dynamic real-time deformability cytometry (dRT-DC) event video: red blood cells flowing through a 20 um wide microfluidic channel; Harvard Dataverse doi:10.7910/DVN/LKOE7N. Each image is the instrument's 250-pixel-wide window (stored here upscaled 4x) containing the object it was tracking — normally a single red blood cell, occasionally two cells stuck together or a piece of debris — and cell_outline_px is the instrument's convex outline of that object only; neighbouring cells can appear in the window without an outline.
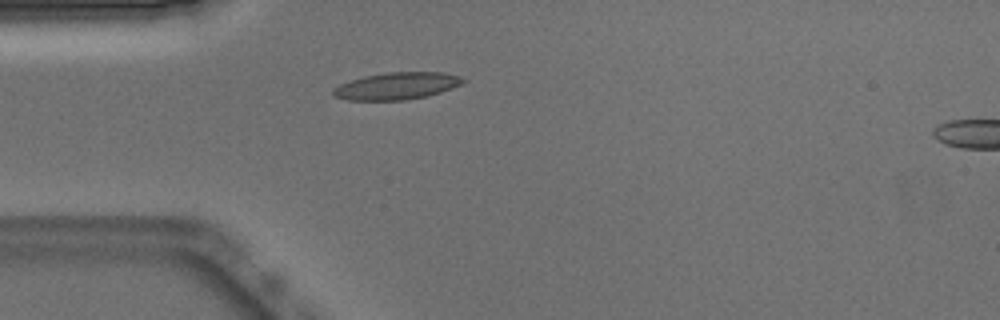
{"species": "Egyptian fruit bat (a non-hibernating species)", "species_latin": "Rousettus aegyptiacus", "temperature_condition": "warm", "stored_images_in_passage": 38, "camera_frame_rate_fps": 3000, "um_per_image_px": 0.085, "animal": {"sex": "male"}, "frame": {"image": 1, "passage_image": 1, "time_ms": 0.0, "image_size_px": [1000, 320], "cell_outline_px": [[464, 80], [460, 84], [452, 88], [428, 96], [404, 100], [348, 100], [332, 96], [332, 88], [340, 84], [364, 76], [388, 72], [444, 72], [460, 76]], "centroid_in_image_um": [33.69, 7.31], "position_along_channel_um": 51.3, "area_um2": 20.46}}
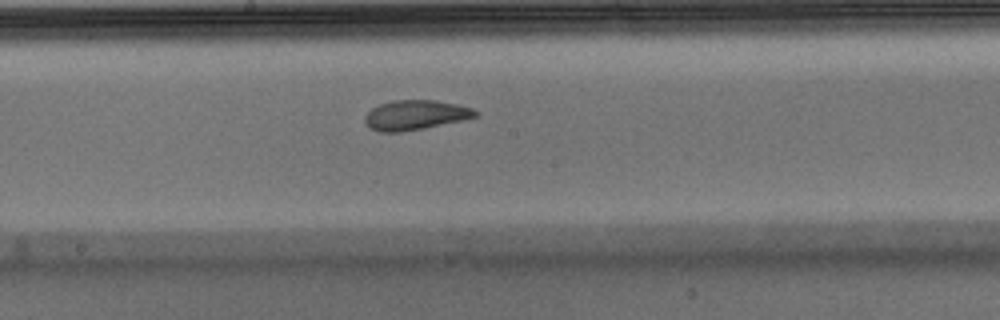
{"frame": {"image": 2, "passage_image": 14, "time_ms": 4.333, "image_size_px": [1000, 320], "cell_outline_px": [[480, 112], [476, 116], [464, 120], [400, 132], [380, 132], [368, 128], [364, 120], [364, 116], [372, 108], [380, 104], [396, 100], [436, 100], [456, 104], [472, 108]], "centroid_in_image_um": [35.29, 9.78], "position_along_channel_um": 212.9, "area_um2": 19.07}}
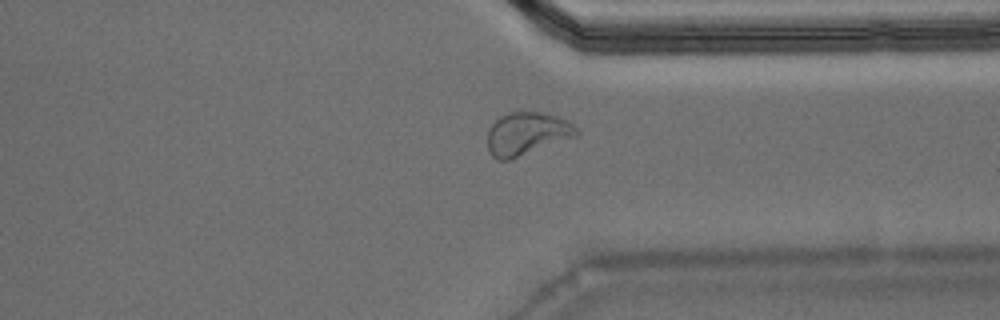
{"frame": {"image": 3, "passage_image": 26, "time_ms": 8.333, "image_size_px": [1000, 320], "cell_outline_px": [[580, 132], [576, 136], [508, 160], [496, 160], [488, 152], [488, 132], [492, 124], [500, 116], [508, 112], [544, 112], [568, 120]], "centroid_in_image_um": [44.76, 11.35], "position_along_channel_um": 366.6, "area_um2": 22.08}, "authors_computed_cell_mechanics": {"area_um2": 20.1433, "velocity_mm_per_s": 3.8722, "shape_relaxation_time_tau1_ms": 9.5558, "shape_relaxation_time_tau2_ms": 1.6741, "deformation_change_tau1": 0.2771, "deformation_change_tau2": 0.0843}}